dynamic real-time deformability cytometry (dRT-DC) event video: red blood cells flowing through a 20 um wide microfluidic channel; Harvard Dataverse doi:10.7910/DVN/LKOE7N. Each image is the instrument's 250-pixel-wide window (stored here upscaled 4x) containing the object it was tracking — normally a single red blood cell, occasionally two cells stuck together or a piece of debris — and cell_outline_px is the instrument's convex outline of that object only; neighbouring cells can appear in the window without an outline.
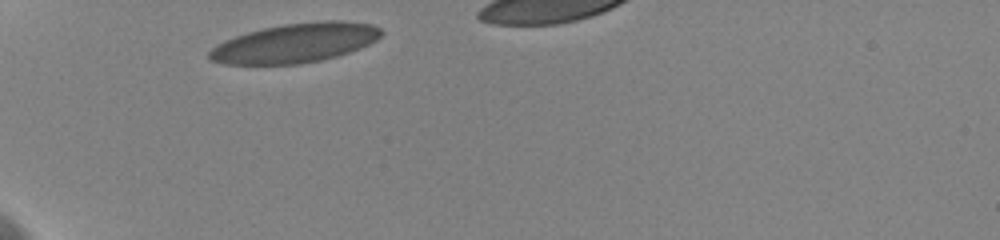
{"species": "human", "species_latin": "Homo sapiens", "temperature_condition": "cold", "stored_images_in_passage": 18, "camera_frame_rate_fps": 3000, "um_per_image_px": 0.085, "donor": {"sex": "female"}, "frame": {"image": 1, "passage_image": 1, "time_ms": 0.0, "image_size_px": [1000, 240], "cell_outline_px": [[384, 32], [376, 40], [360, 48], [336, 56], [320, 60], [300, 64], [224, 64], [212, 60], [208, 56], [208, 52], [216, 44], [224, 40], [248, 32], [264, 28], [284, 24], [320, 20], [344, 20], [372, 24], [380, 28]], "centroid_in_image_um": [25.11, 3.64], "position_along_channel_um": 59.9, "area_um2": 39.36}}